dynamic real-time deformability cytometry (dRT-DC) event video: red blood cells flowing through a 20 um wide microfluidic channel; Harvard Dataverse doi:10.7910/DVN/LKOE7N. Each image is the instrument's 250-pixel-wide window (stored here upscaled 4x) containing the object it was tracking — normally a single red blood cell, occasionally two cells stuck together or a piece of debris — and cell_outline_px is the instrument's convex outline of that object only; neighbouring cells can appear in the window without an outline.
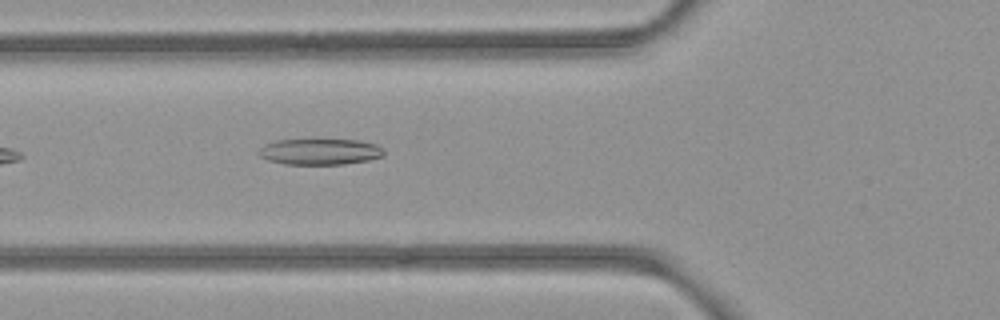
{"species": "common noctule bat (a hibernating species)", "species_latin": "Nyctalus noctula", "temperature_condition": "room temperature", "stored_images_in_passage": 5, "camera_frame_rate_fps": 3000, "um_per_image_px": 0.085, "animal": {"sex": "female", "body_mass_g": 21.9}, "frame": {"image": 1, "passage_image": 5, "time_ms": 1.333, "image_size_px": [1000, 320], "cell_outline_px": [[384, 156], [368, 160], [344, 164], [284, 164], [268, 160], [260, 156], [256, 152], [264, 144], [276, 140], [360, 140], [376, 144], [384, 152]], "centroid_in_image_um": [27.17, 12.89], "position_along_channel_um": 98.6, "area_um2": 18.96}}